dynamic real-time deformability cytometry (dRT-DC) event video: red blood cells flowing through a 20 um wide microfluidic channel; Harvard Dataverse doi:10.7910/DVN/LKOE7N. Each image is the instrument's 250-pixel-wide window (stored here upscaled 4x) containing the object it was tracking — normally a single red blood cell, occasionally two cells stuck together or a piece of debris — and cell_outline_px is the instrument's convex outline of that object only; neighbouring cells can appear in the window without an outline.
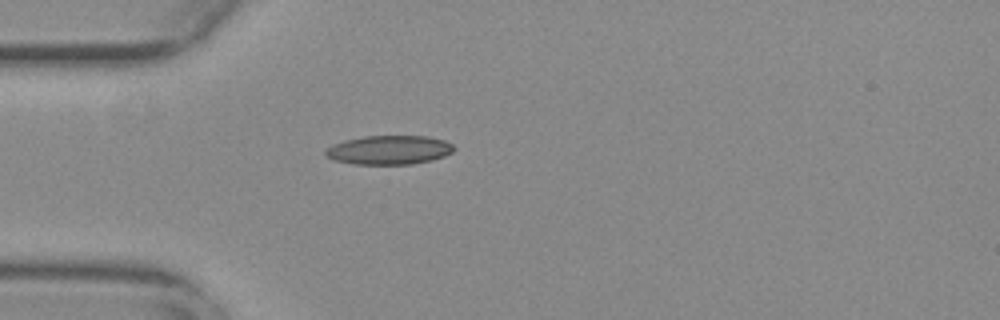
{"species": "common noctule bat (a hibernating species)", "species_latin": "Nyctalus noctula", "temperature_condition": "warm", "stored_images_in_passage": 6, "camera_frame_rate_fps": 3000, "um_per_image_px": 0.085, "animal": {"sex": "female", "body_mass_g": 29.2, "forearm_length_mm": 56.3}, "frame": {"image": 1, "passage_image": 2, "time_ms": 0.333, "image_size_px": [1000, 320], "cell_outline_px": [[456, 148], [452, 152], [444, 156], [432, 160], [412, 164], [352, 164], [336, 160], [328, 156], [324, 152], [332, 144], [344, 140], [364, 136], [428, 136], [444, 140], [452, 144]], "centroid_in_image_um": [33.1, 12.74], "position_along_channel_um": 51.9, "area_um2": 21.68}}